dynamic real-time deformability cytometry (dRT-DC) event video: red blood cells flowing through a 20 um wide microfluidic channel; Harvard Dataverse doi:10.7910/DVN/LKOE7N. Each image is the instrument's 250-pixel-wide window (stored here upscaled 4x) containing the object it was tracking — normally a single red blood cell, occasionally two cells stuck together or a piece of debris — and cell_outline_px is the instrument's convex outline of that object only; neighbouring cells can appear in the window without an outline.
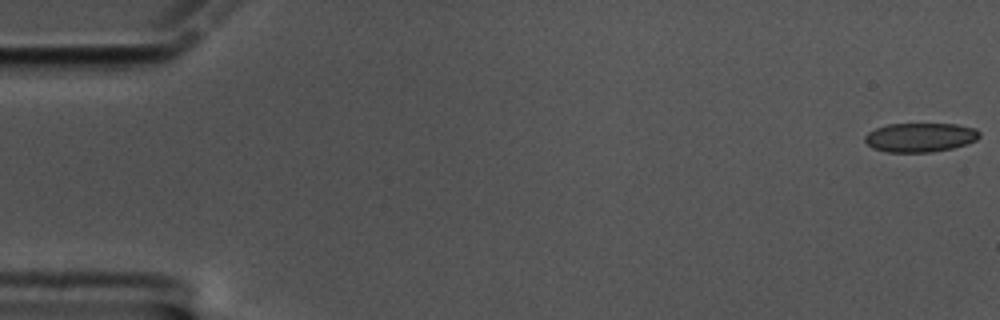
{"species": "common noctule bat (a hibernating species)", "species_latin": "Nyctalus noctula", "temperature_condition": "cold", "stored_images_in_passage": 10, "camera_frame_rate_fps": 3000, "um_per_image_px": 0.085, "animal": {"sex": "male", "body_mass_g": 17.5, "forearm_length_mm": 52.3}, "frame": {"image": 1, "passage_image": 1, "time_ms": 0.0, "image_size_px": [1000, 320], "cell_outline_px": [[980, 136], [976, 140], [968, 144], [952, 148], [932, 152], [888, 152], [872, 148], [864, 140], [864, 136], [868, 132], [876, 128], [888, 124], [956, 124], [976, 128], [980, 132]], "centroid_in_image_um": [78.23, 11.68], "position_along_channel_um": 6.8, "area_um2": 19.54}}